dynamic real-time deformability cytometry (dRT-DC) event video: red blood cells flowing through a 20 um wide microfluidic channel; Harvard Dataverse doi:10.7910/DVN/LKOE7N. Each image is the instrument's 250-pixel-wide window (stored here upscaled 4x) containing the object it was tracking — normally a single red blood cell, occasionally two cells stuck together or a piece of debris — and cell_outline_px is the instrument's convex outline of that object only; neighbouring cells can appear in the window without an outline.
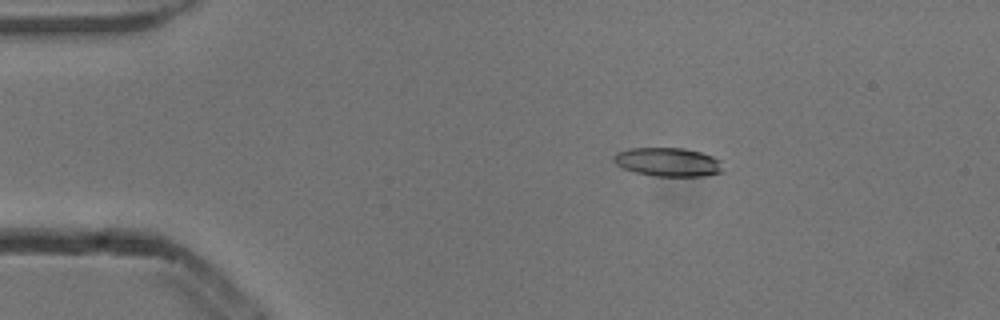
{"species": "common noctule bat (a hibernating species)", "species_latin": "Nyctalus noctula", "temperature_condition": "cold", "stored_images_in_passage": 6, "camera_frame_rate_fps": 3000, "um_per_image_px": 0.085, "animal": {"sex": "male", "body_mass_g": 13.3}, "frame": {"image": 1, "passage_image": 3, "time_ms": 0.667, "image_size_px": [1000, 320], "cell_outline_px": [[724, 172], [704, 176], [656, 176], [636, 172], [624, 168], [616, 164], [612, 160], [612, 156], [616, 152], [628, 148], [684, 148], [700, 152], [712, 156], [720, 160]], "centroid_in_image_um": [56.77, 13.77], "position_along_channel_um": 28.2, "area_um2": 18.38}}
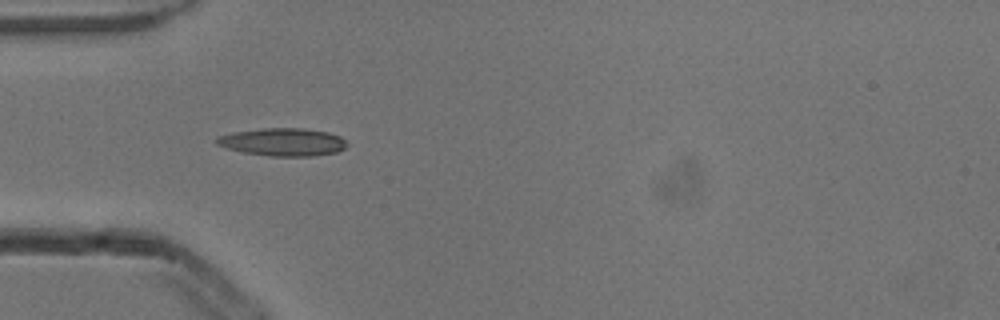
{"frame": {"image": 2, "passage_image": 5, "time_ms": 1.333, "image_size_px": [1000, 320], "cell_outline_px": [[348, 144], [344, 148], [336, 152], [312, 156], [272, 156], [244, 152], [228, 148], [216, 144], [212, 140], [216, 136], [232, 132], [264, 128], [304, 128], [328, 132], [340, 136]], "centroid_in_image_um": [24.01, 12.06], "position_along_channel_um": 61.0, "area_um2": 21.15}}
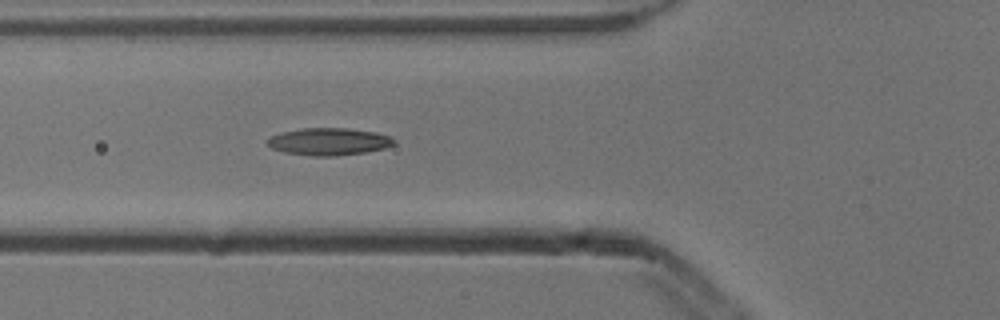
{"frame": {"image": 3, "passage_image": 6, "time_ms": 1.667, "image_size_px": [1000, 320], "cell_outline_px": [[396, 144], [384, 148], [364, 152], [336, 156], [312, 156], [284, 152], [272, 148], [264, 140], [272, 136], [284, 132], [304, 128], [348, 128], [376, 132], [388, 136], [396, 140]], "centroid_in_image_um": [27.97, 12.04], "position_along_channel_um": 97.8, "area_um2": 20.06}}